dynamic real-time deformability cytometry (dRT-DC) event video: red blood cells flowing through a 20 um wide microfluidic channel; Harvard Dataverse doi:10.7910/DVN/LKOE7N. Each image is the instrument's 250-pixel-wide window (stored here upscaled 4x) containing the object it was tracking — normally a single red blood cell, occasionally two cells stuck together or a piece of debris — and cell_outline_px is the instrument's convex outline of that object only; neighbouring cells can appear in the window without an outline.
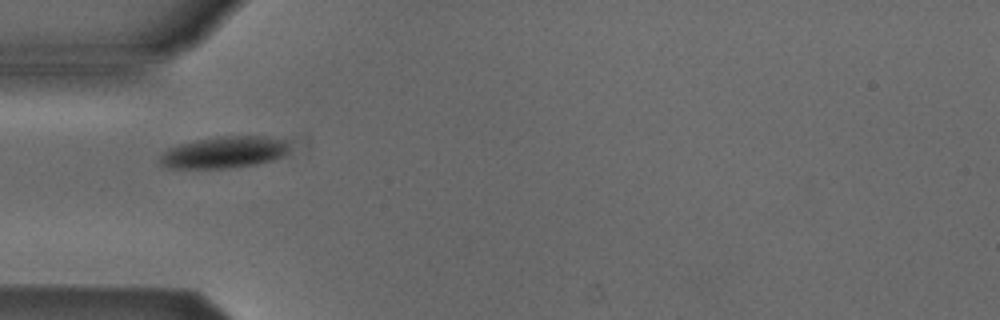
{"species": "Egyptian fruit bat (a non-hibernating species)", "species_latin": "Rousettus aegyptiacus", "temperature_condition": "cold", "stored_images_in_passage": 37, "camera_frame_rate_fps": 3000, "um_per_image_px": 0.085, "animal": {"sex": "male"}, "frame": {"image": 1, "passage_image": 1, "time_ms": 0.0, "image_size_px": [1000, 320], "cell_outline_px": [[288, 148], [280, 156], [272, 160], [256, 164], [228, 168], [172, 168], [160, 164], [160, 156], [168, 148], [180, 144], [196, 140], [216, 136], [264, 136], [284, 140]], "centroid_in_image_um": [19.0, 12.94], "position_along_channel_um": 66.0, "area_um2": 23.52}}
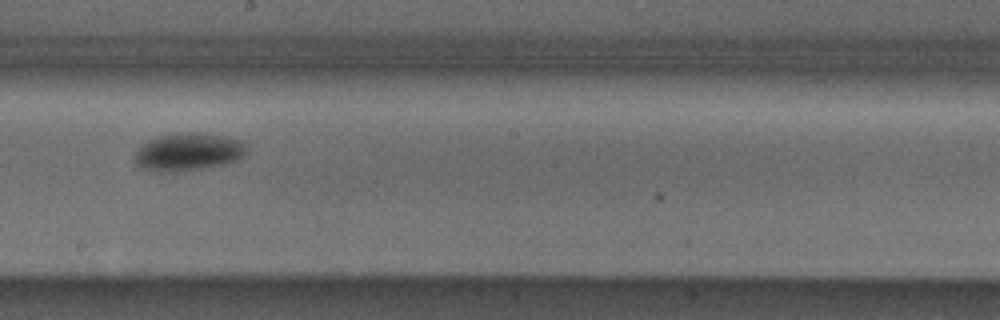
{"frame": {"image": 2, "passage_image": 14, "time_ms": 4.333, "image_size_px": [1000, 320], "cell_outline_px": [[248, 148], [244, 156], [236, 160], [224, 164], [200, 168], [168, 172], [140, 168], [136, 164], [136, 152], [148, 140], [156, 136], [180, 132], [196, 132], [224, 136], [240, 140]], "centroid_in_image_um": [16.02, 12.89], "position_along_channel_um": 232.2, "area_um2": 24.33}}
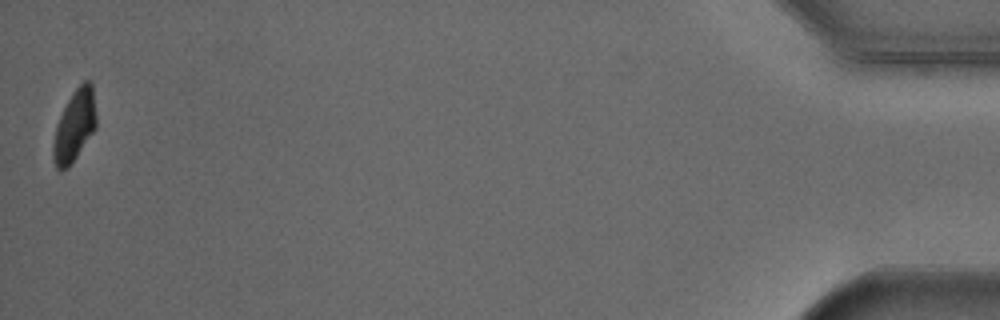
{"frame": {"image": 3, "passage_image": 37, "time_ms": 12.0, "image_size_px": [1000, 320], "cell_outline_px": [[96, 128], [68, 168], [60, 172], [56, 168], [52, 156], [52, 144], [56, 128], [60, 116], [72, 92], [84, 80], [88, 80], [92, 84], [96, 116]], "centroid_in_image_um": [6.32, 10.71], "position_along_channel_um": 428.9, "area_um2": 17.86}, "authors_computed_cell_mechanics": {"area_um2": 22.0796, "velocity_mm_per_s": 3.8527, "shape_relaxation_time_tau1_ms": 2.6603, "shape_relaxation_time_tau2_ms": null, "deformation_change_tau1": 0.113, "deformation_change_tau2": null}}